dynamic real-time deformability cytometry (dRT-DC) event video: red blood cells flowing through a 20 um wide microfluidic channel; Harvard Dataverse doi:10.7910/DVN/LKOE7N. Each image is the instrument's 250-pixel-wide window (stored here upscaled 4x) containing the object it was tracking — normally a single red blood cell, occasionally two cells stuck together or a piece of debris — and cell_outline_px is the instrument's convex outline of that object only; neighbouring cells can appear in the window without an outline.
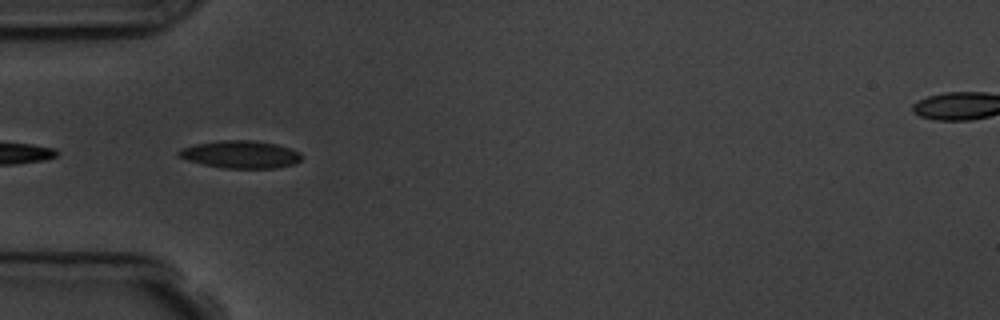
{"species": "common noctule bat (a hibernating species)", "species_latin": "Nyctalus noctula", "temperature_condition": "room temperature", "stored_images_in_passage": 8, "camera_frame_rate_fps": 3000, "um_per_image_px": 0.085, "animal": {"sex": "male", "body_mass_g": 19.5, "forearm_length_mm": 54.6}, "frame": {"image": 1, "passage_image": 6, "time_ms": 5.667, "image_size_px": [1000, 320], "cell_outline_px": [[304, 156], [300, 160], [292, 164], [276, 168], [224, 168], [204, 164], [188, 160], [180, 156], [176, 152], [180, 148], [196, 144], [220, 140], [252, 140], [276, 144], [300, 152]], "centroid_in_image_um": [20.45, 13.12], "position_along_channel_um": 64.5, "area_um2": 19.59}}